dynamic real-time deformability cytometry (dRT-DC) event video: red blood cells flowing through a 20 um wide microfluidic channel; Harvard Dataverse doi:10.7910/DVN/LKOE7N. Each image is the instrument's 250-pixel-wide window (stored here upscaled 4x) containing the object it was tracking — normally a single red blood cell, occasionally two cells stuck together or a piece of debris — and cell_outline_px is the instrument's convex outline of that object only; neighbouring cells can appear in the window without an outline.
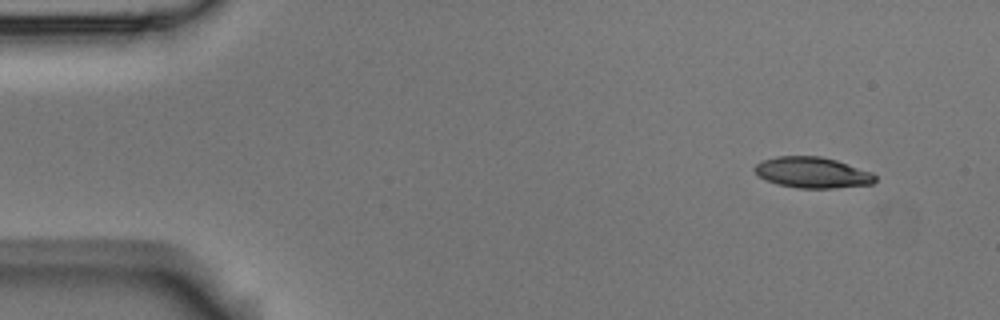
{"species": "Egyptian fruit bat (a non-hibernating species)", "species_latin": "Rousettus aegyptiacus", "temperature_condition": "room temperature", "stored_images_in_passage": 4, "segment_of_instrument_passage": [1, 2], "camera_frame_rate_fps": 3000, "um_per_image_px": 0.085, "animal": {"sex": "male"}, "frame": {"image": 1, "passage_image": 1, "time_ms": 0.0, "image_size_px": [1000, 320], "cell_outline_px": [[876, 180], [872, 184], [832, 188], [800, 188], [780, 184], [768, 180], [760, 176], [752, 168], [756, 164], [764, 160], [776, 156], [820, 156], [836, 160], [872, 172], [876, 176]], "centroid_in_image_um": [69.08, 14.66], "position_along_channel_um": 15.9, "area_um2": 21.44}}